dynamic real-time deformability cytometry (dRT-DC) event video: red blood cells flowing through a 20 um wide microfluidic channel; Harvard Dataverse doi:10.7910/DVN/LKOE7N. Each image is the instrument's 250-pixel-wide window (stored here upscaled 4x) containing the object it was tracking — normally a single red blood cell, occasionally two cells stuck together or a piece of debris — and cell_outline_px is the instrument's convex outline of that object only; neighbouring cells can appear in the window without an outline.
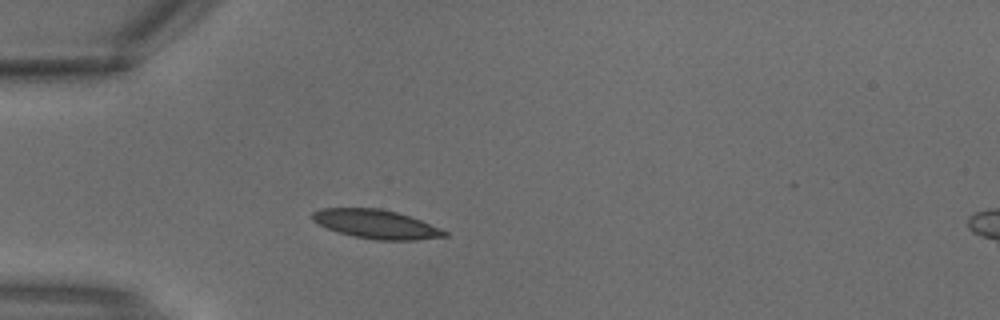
{"species": "common noctule bat (a hibernating species)", "species_latin": "Nyctalus noctula", "temperature_condition": "warm", "stored_images_in_passage": 2, "segment_of_instrument_passage": [1, 2], "camera_frame_rate_fps": 3000, "um_per_image_px": 0.085, "animal": {"sex": "male", "body_mass_g": 18.8}, "frame": {"image": 1, "passage_image": 1, "time_ms": 0.0, "image_size_px": [1000, 320], "cell_outline_px": [[448, 236], [416, 240], [376, 240], [352, 236], [328, 228], [312, 220], [312, 212], [320, 208], [380, 208], [396, 212], [420, 220], [440, 228], [448, 232]], "centroid_in_image_um": [31.97, 19.05], "position_along_channel_um": 53.0, "area_um2": 22.08}}